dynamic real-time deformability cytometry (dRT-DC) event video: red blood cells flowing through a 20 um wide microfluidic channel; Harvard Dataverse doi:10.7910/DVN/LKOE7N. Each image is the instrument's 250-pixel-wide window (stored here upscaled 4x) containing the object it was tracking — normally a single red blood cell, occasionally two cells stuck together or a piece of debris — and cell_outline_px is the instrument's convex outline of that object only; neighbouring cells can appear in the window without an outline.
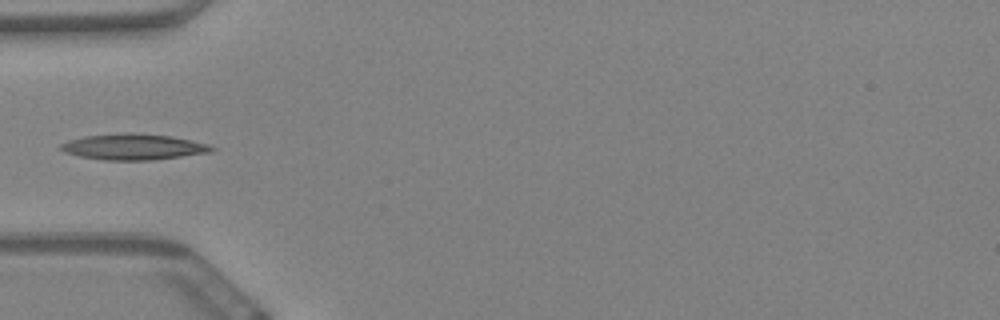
{"species": "Egyptian fruit bat (a non-hibernating species)", "species_latin": "Rousettus aegyptiacus", "temperature_condition": "warm", "stored_images_in_passage": 41, "camera_frame_rate_fps": 3000, "um_per_image_px": 0.085, "animal": {"sex": "female"}, "frame": {"image": 1, "passage_image": 1, "time_ms": 0.0, "image_size_px": [1000, 320], "cell_outline_px": [[216, 148], [212, 152], [152, 160], [104, 160], [80, 156], [64, 152], [60, 148], [60, 144], [68, 140], [84, 136], [132, 132], [172, 136], [192, 140], [208, 144]], "centroid_in_image_um": [11.36, 12.47], "position_along_channel_um": 73.6, "area_um2": 22.83}}
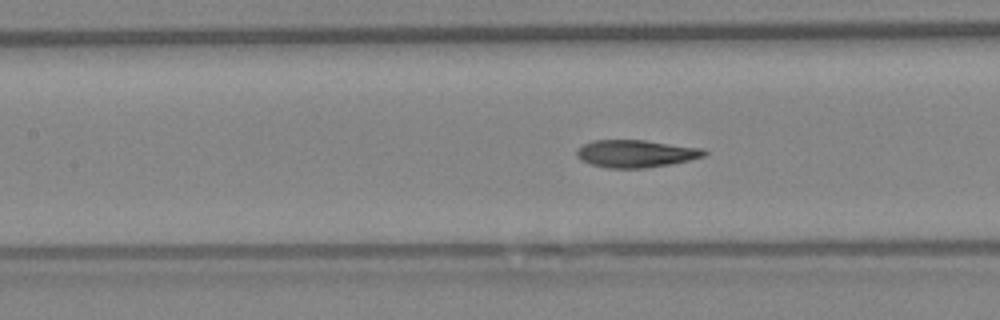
{"frame": {"image": 2, "passage_image": 8, "time_ms": 2.333, "image_size_px": [1000, 320], "cell_outline_px": [[708, 152], [704, 156], [688, 160], [668, 164], [644, 168], [608, 168], [592, 164], [580, 160], [576, 156], [576, 152], [584, 144], [592, 140], [644, 140], [704, 148]], "centroid_in_image_um": [54.05, 13.05], "position_along_channel_um": 153.4, "area_um2": 20.29}}
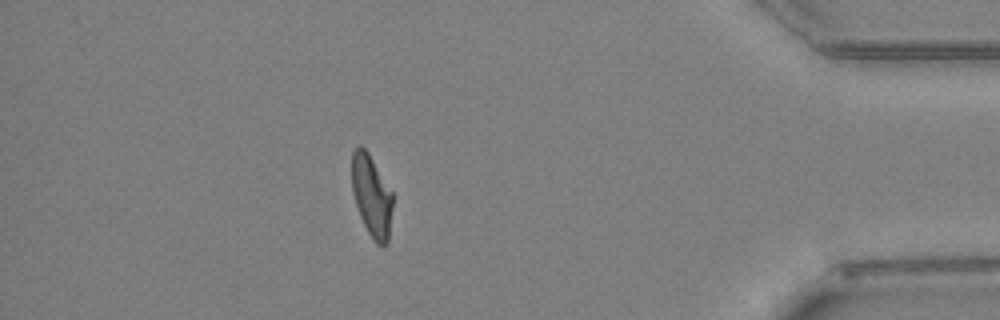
{"frame": {"image": 3, "passage_image": 34, "time_ms": 11.0, "image_size_px": [1000, 320], "cell_outline_px": [[392, 208], [388, 244], [376, 244], [368, 232], [360, 216], [352, 192], [352, 152], [356, 144], [360, 144], [368, 152], [392, 192]], "centroid_in_image_um": [31.57, 16.62], "position_along_channel_um": 403.6, "area_um2": 19.36}}